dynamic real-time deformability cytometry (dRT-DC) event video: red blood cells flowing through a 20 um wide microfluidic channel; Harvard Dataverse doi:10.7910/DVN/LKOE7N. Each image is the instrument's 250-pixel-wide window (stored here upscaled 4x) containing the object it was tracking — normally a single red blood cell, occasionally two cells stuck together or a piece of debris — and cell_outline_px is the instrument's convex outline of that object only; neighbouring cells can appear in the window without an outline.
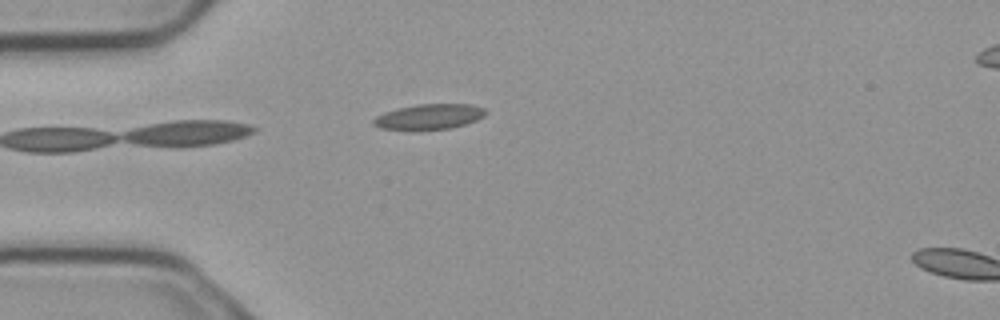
{"species": "common noctule bat (a hibernating species)", "species_latin": "Nyctalus noctula", "temperature_condition": "cold", "stored_images_in_passage": 4, "camera_frame_rate_fps": 3000, "um_per_image_px": 0.085, "animal": {"sex": "male", "body_mass_g": 23.1, "forearm_length_mm": 52.7}, "frame": {"image": 1, "passage_image": 4, "time_ms": 1.0, "image_size_px": [1000, 320], "cell_outline_px": [[488, 112], [484, 116], [476, 120], [452, 128], [416, 132], [380, 128], [372, 124], [372, 120], [376, 116], [384, 112], [396, 108], [416, 104], [472, 104], [484, 108]], "centroid_in_image_um": [36.43, 9.95], "position_along_channel_um": 48.6, "area_um2": 17.22}}